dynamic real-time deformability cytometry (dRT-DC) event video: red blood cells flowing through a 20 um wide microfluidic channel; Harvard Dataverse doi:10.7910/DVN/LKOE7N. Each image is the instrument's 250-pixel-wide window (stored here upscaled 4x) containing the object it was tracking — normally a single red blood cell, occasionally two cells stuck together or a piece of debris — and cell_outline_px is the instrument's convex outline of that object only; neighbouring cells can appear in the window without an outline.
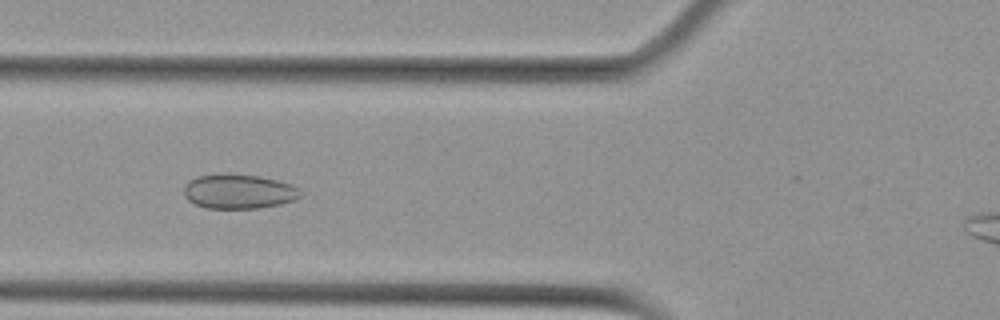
{"species": "Egyptian fruit bat (a non-hibernating species)", "species_latin": "Rousettus aegyptiacus", "temperature_condition": "cold", "stored_images_in_passage": 41, "camera_frame_rate_fps": 3000, "um_per_image_px": 0.085, "animal": {"sex": "female"}, "frame": {"image": 1, "passage_image": 20, "time_ms": 6.333, "image_size_px": [1000, 320], "cell_outline_px": [[304, 196], [296, 200], [280, 204], [256, 208], [204, 208], [188, 200], [184, 196], [184, 188], [196, 176], [260, 176], [276, 180], [288, 184], [296, 188]], "centroid_in_image_um": [20.33, 16.32], "position_along_channel_um": 105.5, "area_um2": 22.6}}
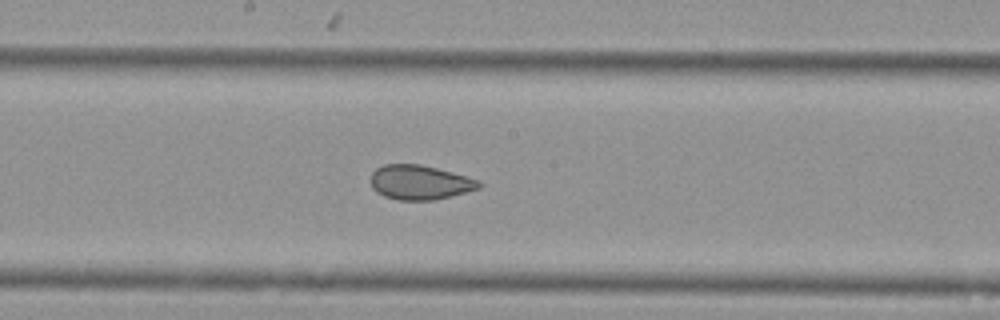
{"frame": {"image": 2, "passage_image": 29, "time_ms": 9.333, "image_size_px": [1000, 320], "cell_outline_px": [[484, 184], [480, 188], [432, 200], [400, 200], [384, 196], [376, 192], [372, 188], [372, 172], [376, 168], [384, 164], [420, 164], [452, 172], [480, 180]], "centroid_in_image_um": [35.68, 15.49], "position_along_channel_um": 212.5, "area_um2": 21.62}}
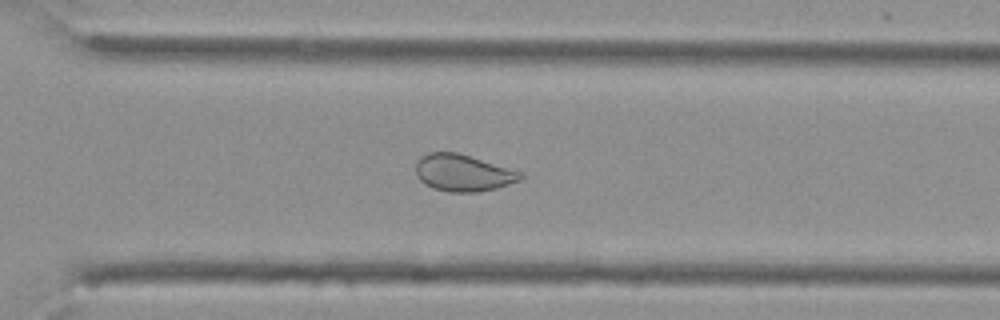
{"frame": {"image": 3, "passage_image": 39, "time_ms": 12.667, "image_size_px": [1000, 320], "cell_outline_px": [[524, 180], [496, 188], [476, 192], [448, 192], [432, 188], [424, 184], [416, 176], [416, 164], [420, 156], [428, 152], [456, 152], [520, 172], [524, 176]], "centroid_in_image_um": [39.32, 14.71], "position_along_channel_um": 331.3, "area_um2": 22.43}}